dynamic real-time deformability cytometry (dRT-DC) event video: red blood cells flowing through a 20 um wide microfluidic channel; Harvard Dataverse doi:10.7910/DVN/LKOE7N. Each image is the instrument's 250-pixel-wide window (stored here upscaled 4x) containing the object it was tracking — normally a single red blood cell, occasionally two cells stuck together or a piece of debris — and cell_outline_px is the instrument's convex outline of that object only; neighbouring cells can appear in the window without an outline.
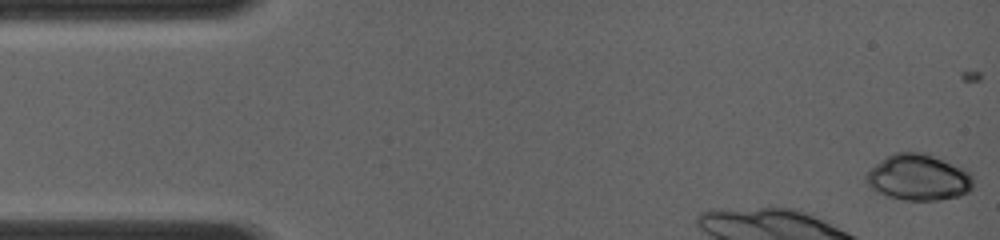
{"species": "common noctule bat (a hibernating species)", "species_latin": "Nyctalus noctula", "temperature_condition": "room temperature", "stored_images_in_passage": 8, "camera_frame_rate_fps": 4000, "um_per_image_px": 0.085, "animal": {"sex": "female", "body_mass_g": 19.0, "forearm_length_mm": 56.7}, "frame": {"image": 1, "passage_image": 1, "time_ms": 0.0, "image_size_px": [1000, 240], "cell_outline_px": [[972, 188], [968, 192], [960, 196], [940, 200], [904, 200], [888, 196], [876, 192], [864, 180], [864, 176], [876, 164], [888, 156], [896, 152], [928, 152], [964, 168], [972, 172]], "centroid_in_image_um": [78.1, 15.07], "position_along_channel_um": 6.9, "area_um2": 29.07}}